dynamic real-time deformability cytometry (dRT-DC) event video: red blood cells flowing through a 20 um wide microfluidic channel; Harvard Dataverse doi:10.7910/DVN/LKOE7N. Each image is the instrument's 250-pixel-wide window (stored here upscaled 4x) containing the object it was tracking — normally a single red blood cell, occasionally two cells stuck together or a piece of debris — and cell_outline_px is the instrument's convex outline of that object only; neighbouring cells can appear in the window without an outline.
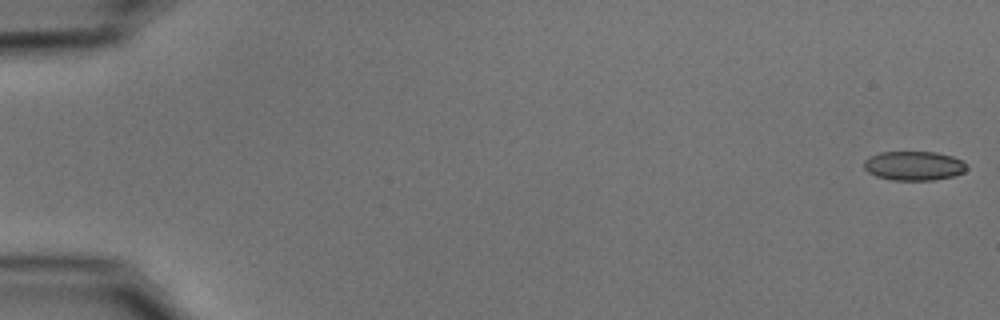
{"species": "common noctule bat (a hibernating species)", "species_latin": "Nyctalus noctula", "temperature_condition": "cold", "stored_images_in_passage": 54, "camera_frame_rate_fps": 3000, "um_per_image_px": 0.085, "animal": {"sex": "male", "body_mass_g": 15.6}, "frame": {"image": 1, "passage_image": 1, "time_ms": 0.0, "image_size_px": [1000, 320], "cell_outline_px": [[968, 168], [964, 172], [956, 176], [932, 180], [892, 180], [876, 176], [868, 172], [864, 168], [864, 160], [880, 152], [936, 152], [952, 156], [964, 160]], "centroid_in_image_um": [77.72, 14.09], "position_along_channel_um": 7.3, "area_um2": 17.63}}
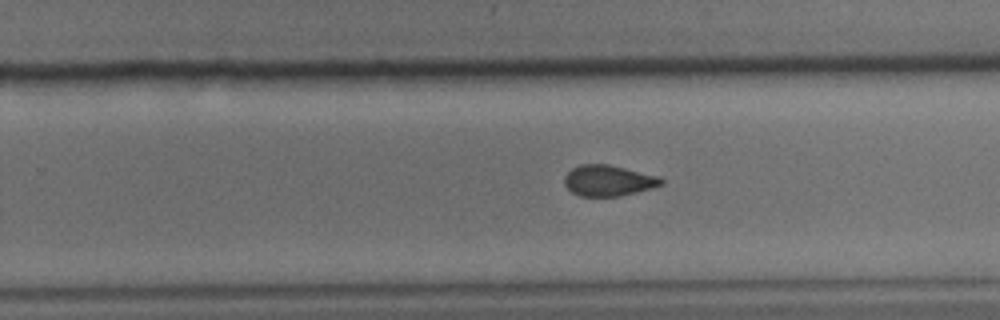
{"frame": {"image": 2, "passage_image": 35, "time_ms": 11.333, "image_size_px": [1000, 320], "cell_outline_px": [[664, 184], [652, 188], [620, 196], [580, 196], [572, 192], [564, 184], [564, 176], [572, 168], [580, 164], [608, 164], [660, 176], [664, 180]], "centroid_in_image_um": [51.73, 15.34], "position_along_channel_um": 278.1, "area_um2": 17.51}}
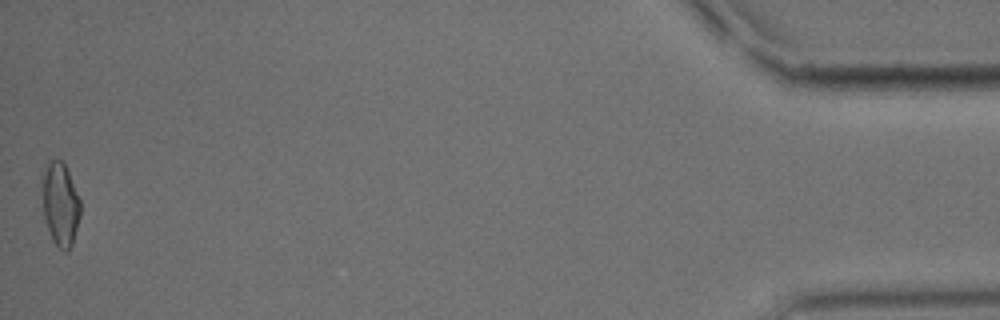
{"frame": {"image": 3, "passage_image": 54, "time_ms": 17.667, "image_size_px": [1000, 320], "cell_outline_px": [[80, 216], [72, 244], [68, 252], [64, 252], [52, 240], [44, 216], [44, 176], [48, 160], [60, 160], [64, 164], [68, 172], [80, 200]], "centroid_in_image_um": [5.16, 17.4], "position_along_channel_um": 430.0, "area_um2": 17.86}, "authors_computed_cell_mechanics": {"area_um2": 18.1492, "velocity_mm_per_s": 3.7692, "shape_relaxation_time_tau1_ms": 9.4538, "shape_relaxation_time_tau2_ms": 1.812, "deformation_change_tau1": 0.1452, "deformation_change_tau2": 0.074}}